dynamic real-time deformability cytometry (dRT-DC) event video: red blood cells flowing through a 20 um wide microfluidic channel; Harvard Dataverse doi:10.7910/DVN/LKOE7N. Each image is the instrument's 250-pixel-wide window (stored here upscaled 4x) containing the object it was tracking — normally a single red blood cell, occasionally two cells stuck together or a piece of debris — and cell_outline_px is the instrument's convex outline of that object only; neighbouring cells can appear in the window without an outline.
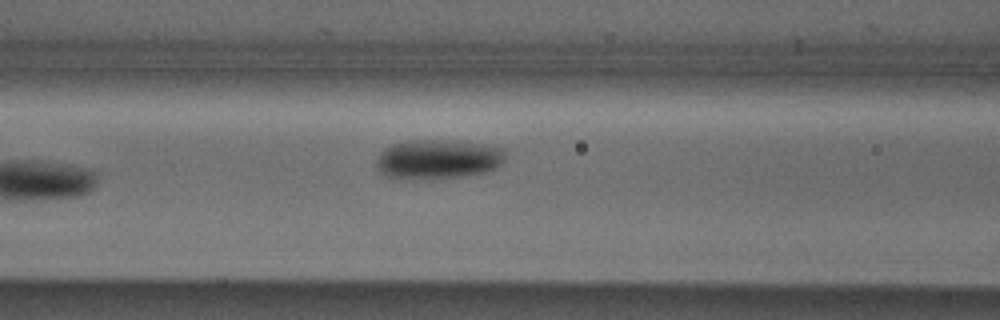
{"species": "Egyptian fruit bat (a non-hibernating species)", "species_latin": "Rousettus aegyptiacus", "temperature_condition": "cold", "stored_images_in_passage": 5, "camera_frame_rate_fps": 3000, "um_per_image_px": 0.085, "animal": {"sex": "male"}, "frame": {"image": 1, "passage_image": 5, "time_ms": 5.667, "image_size_px": [1000, 320], "cell_outline_px": [[504, 160], [496, 168], [484, 172], [460, 176], [404, 180], [392, 180], [384, 176], [376, 168], [376, 160], [380, 152], [392, 144], [408, 140], [448, 140], [484, 144], [504, 148]], "centroid_in_image_um": [37.15, 13.54], "position_along_channel_um": 129.5, "area_um2": 30.0}}